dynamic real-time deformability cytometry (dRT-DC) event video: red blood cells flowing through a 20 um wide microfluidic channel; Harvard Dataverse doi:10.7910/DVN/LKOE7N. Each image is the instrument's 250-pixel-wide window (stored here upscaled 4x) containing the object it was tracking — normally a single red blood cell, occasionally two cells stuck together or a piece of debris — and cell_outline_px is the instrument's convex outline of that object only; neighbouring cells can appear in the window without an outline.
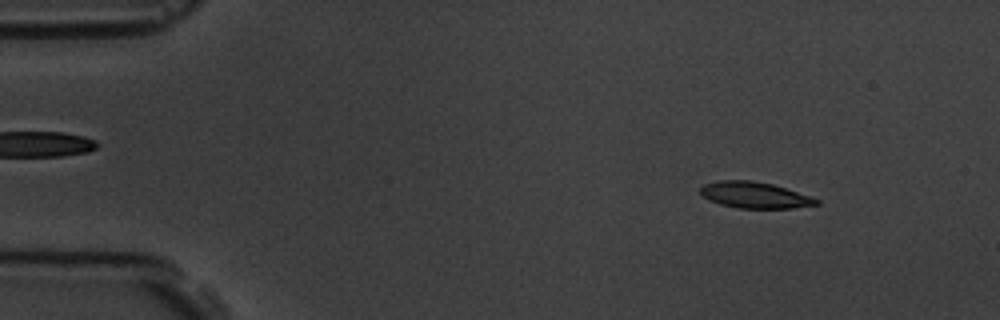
{"species": "common noctule bat (a hibernating species)", "species_latin": "Nyctalus noctula", "temperature_condition": "room temperature", "stored_images_in_passage": 4, "camera_frame_rate_fps": 3000, "um_per_image_px": 0.085, "animal": {"sex": "male", "body_mass_g": 19.5, "forearm_length_mm": 54.6}, "frame": {"image": 1, "passage_image": 1, "time_ms": 0.0, "image_size_px": [1000, 320], "cell_outline_px": [[820, 204], [792, 208], [740, 208], [720, 204], [704, 196], [700, 192], [700, 188], [704, 184], [720, 180], [752, 180], [772, 184], [820, 200]], "centroid_in_image_um": [64.14, 16.58], "position_along_channel_um": 20.9, "area_um2": 17.4}}